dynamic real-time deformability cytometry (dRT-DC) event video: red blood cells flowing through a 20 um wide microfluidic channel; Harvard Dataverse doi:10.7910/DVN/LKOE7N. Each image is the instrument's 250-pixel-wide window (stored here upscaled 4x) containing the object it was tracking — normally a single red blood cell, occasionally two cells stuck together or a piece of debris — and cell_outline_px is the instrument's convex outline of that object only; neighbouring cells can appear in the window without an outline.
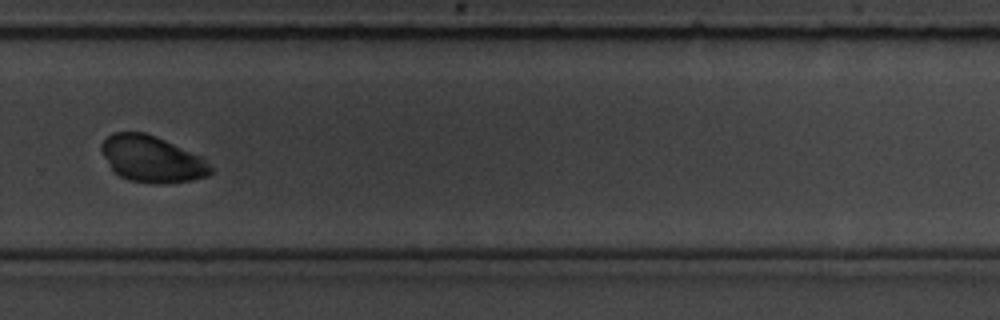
{"species": "common noctule bat (a hibernating species)", "species_latin": "Nyctalus noctula", "temperature_condition": "room temperature", "stored_images_in_passage": 14, "camera_frame_rate_fps": 3000, "um_per_image_px": 0.085, "animal": {"sex": "male", "body_mass_g": 19.5, "forearm_length_mm": 54.6}, "frame": {"image": 1, "passage_image": 10, "time_ms": 11.333, "image_size_px": [1000, 320], "cell_outline_px": [[212, 172], [208, 176], [192, 180], [160, 184], [152, 184], [128, 180], [112, 172], [100, 148], [100, 144], [112, 132], [144, 132], [156, 136], [204, 156], [212, 168]], "centroid_in_image_um": [12.93, 13.52], "position_along_channel_um": 316.9, "area_um2": 30.0}}
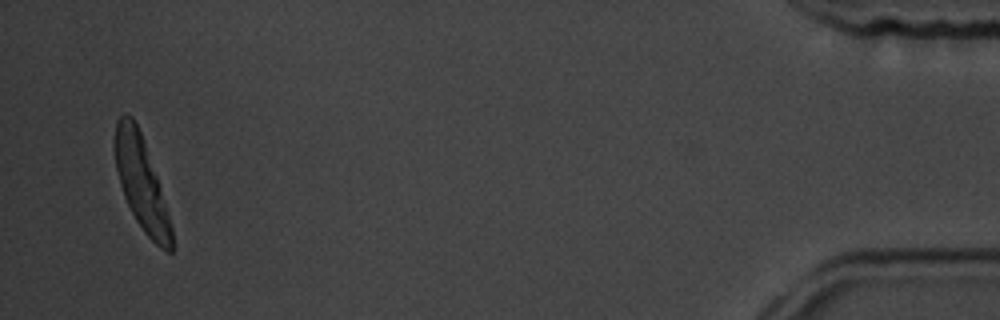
{"frame": {"image": 2, "passage_image": 14, "time_ms": 16.667, "image_size_px": [1000, 320], "cell_outline_px": [[172, 252], [168, 252], [160, 248], [144, 232], [136, 220], [124, 196], [120, 184], [116, 168], [116, 120], [124, 112], [132, 116], [144, 140], [156, 176], [172, 228]], "centroid_in_image_um": [12.01, 15.57], "position_along_channel_um": 423.2, "area_um2": 29.71}}